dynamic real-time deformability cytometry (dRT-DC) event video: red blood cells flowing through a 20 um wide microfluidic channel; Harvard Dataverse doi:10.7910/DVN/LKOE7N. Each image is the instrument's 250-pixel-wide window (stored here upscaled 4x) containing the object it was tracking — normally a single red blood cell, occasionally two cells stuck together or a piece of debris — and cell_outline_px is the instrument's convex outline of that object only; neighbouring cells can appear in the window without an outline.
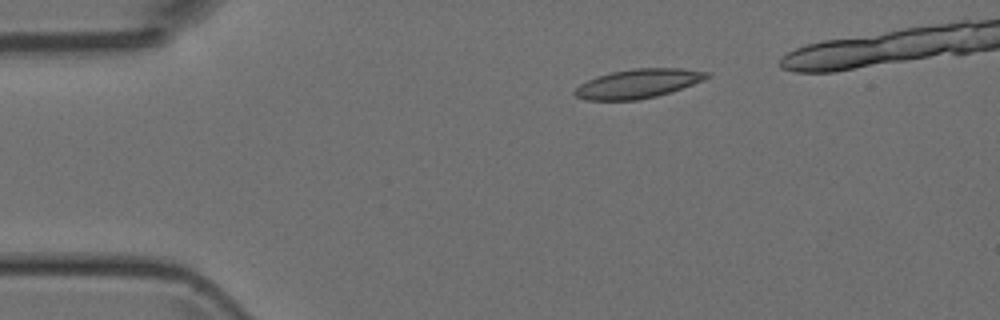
{"species": "Egyptian fruit bat (a non-hibernating species)", "species_latin": "Rousettus aegyptiacus", "temperature_condition": "room temperature", "stored_images_in_passage": 35, "camera_frame_rate_fps": 3000, "um_per_image_px": 0.085, "animal": {"sex": "female"}, "frame": {"image": 1, "passage_image": 1, "time_ms": 0.0, "image_size_px": [1000, 320], "cell_outline_px": [[712, 76], [704, 80], [672, 92], [656, 96], [636, 100], [588, 100], [576, 96], [572, 92], [580, 84], [596, 76], [612, 72], [636, 68], [680, 68], [712, 72]], "centroid_in_image_um": [54.28, 7.1], "position_along_channel_um": 30.7, "area_um2": 22.48}}
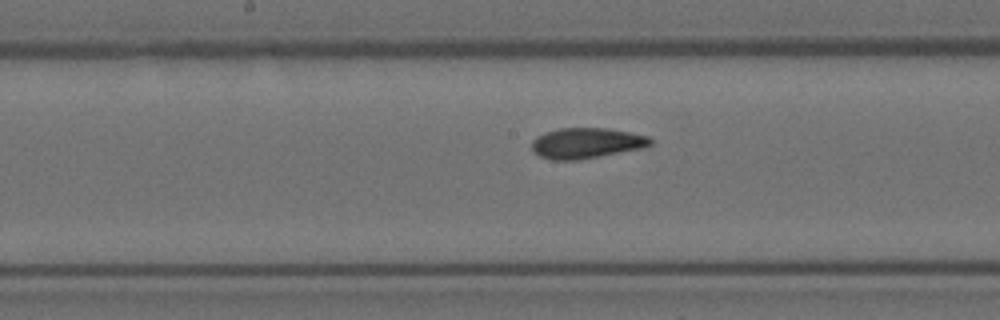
{"frame": {"image": 2, "passage_image": 17, "time_ms": 5.333, "image_size_px": [1000, 320], "cell_outline_px": [[652, 144], [640, 148], [600, 156], [576, 160], [552, 160], [540, 156], [532, 152], [532, 140], [536, 136], [544, 132], [560, 128], [608, 128], [648, 136], [652, 140]], "centroid_in_image_um": [49.79, 12.16], "position_along_channel_um": 198.4, "area_um2": 21.04}}
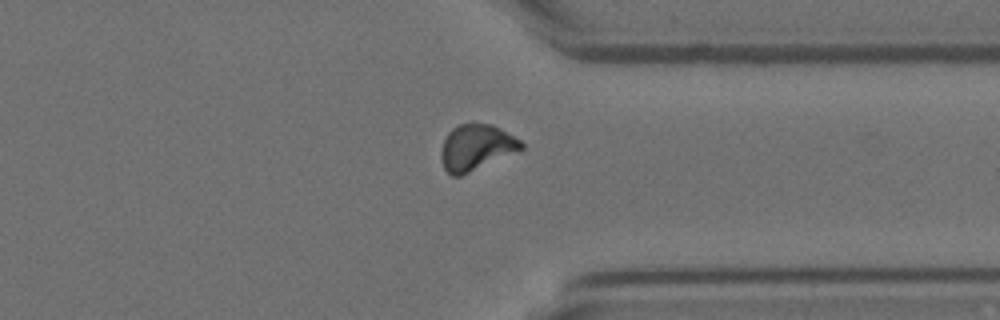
{"frame": {"image": 3, "passage_image": 30, "time_ms": 9.667, "image_size_px": [1000, 320], "cell_outline_px": [[524, 148], [460, 176], [452, 176], [444, 168], [440, 156], [440, 152], [444, 140], [448, 132], [456, 124], [472, 120], [492, 124], [500, 128], [520, 140], [524, 144]], "centroid_in_image_um": [40.44, 12.47], "position_along_channel_um": 371.0, "area_um2": 21.68}}